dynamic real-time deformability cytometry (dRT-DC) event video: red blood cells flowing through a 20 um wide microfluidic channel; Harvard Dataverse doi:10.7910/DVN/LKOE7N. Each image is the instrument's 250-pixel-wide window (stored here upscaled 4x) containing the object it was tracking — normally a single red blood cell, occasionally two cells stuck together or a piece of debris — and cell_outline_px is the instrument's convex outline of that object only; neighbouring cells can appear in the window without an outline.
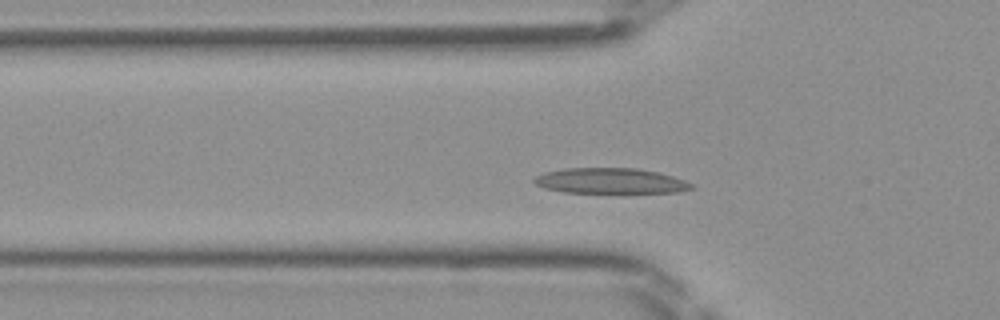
{"species": "Egyptian fruit bat (a non-hibernating species)", "species_latin": "Rousettus aegyptiacus", "temperature_condition": "room temperature", "stored_images_in_passage": 37, "segment_of_instrument_passage": [1, 2], "camera_frame_rate_fps": 3000, "um_per_image_px": 0.085, "frame": {"image": 1, "passage_image": 4, "time_ms": 1.0, "image_size_px": [1000, 320], "cell_outline_px": [[696, 188], [676, 192], [624, 196], [564, 192], [544, 188], [536, 184], [532, 180], [536, 176], [544, 172], [564, 168], [636, 168], [656, 172], [672, 176], [684, 180], [692, 184]], "centroid_in_image_um": [51.92, 15.44], "position_along_channel_um": 73.9, "area_um2": 24.74}}
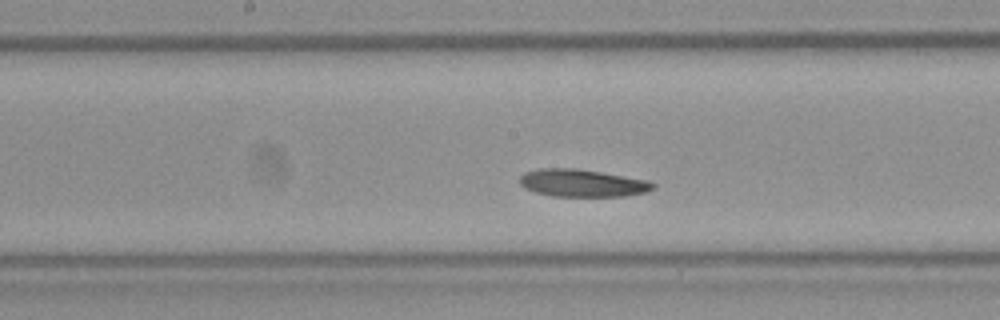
{"frame": {"image": 2, "passage_image": 13, "time_ms": 4.0, "image_size_px": [1000, 320], "cell_outline_px": [[656, 188], [644, 192], [624, 196], [552, 196], [536, 192], [524, 188], [520, 184], [520, 176], [524, 172], [536, 168], [576, 168], [648, 180], [656, 184]], "centroid_in_image_um": [49.47, 15.55], "position_along_channel_um": 198.7, "area_um2": 21.39}}
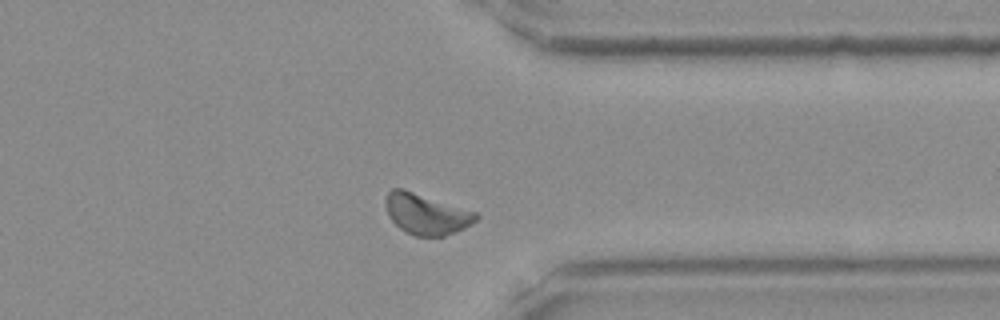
{"frame": {"image": 3, "passage_image": 26, "time_ms": 8.333, "image_size_px": [1000, 320], "cell_outline_px": [[480, 216], [472, 224], [464, 228], [444, 236], [416, 236], [404, 232], [388, 216], [384, 204], [384, 200], [388, 192], [392, 188], [404, 188], [476, 212]], "centroid_in_image_um": [36.2, 18.18], "position_along_channel_um": 375.2, "area_um2": 21.62}}